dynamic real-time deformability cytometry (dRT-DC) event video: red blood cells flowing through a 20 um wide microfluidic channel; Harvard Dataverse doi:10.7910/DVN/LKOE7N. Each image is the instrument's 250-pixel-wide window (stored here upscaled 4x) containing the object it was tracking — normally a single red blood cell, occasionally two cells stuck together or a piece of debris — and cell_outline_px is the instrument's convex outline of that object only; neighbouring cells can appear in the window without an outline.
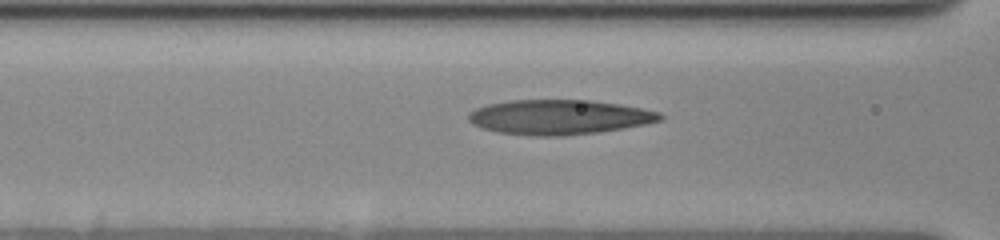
{"species": "human", "species_latin": "Homo sapiens", "temperature_condition": "cold", "stored_images_in_passage": 48, "camera_frame_rate_fps": 3000, "um_per_image_px": 0.085, "donor": {"sex": "female"}, "frame": {"image": 1, "passage_image": 22, "time_ms": 7.0, "image_size_px": [1000, 240], "cell_outline_px": [[664, 120], [624, 128], [596, 132], [564, 136], [532, 136], [496, 132], [480, 128], [472, 124], [468, 120], [468, 112], [476, 108], [488, 104], [508, 100], [588, 100], [620, 104], [660, 112], [664, 116]], "centroid_in_image_um": [47.49, 9.96], "position_along_channel_um": 119.1, "area_um2": 39.07}}
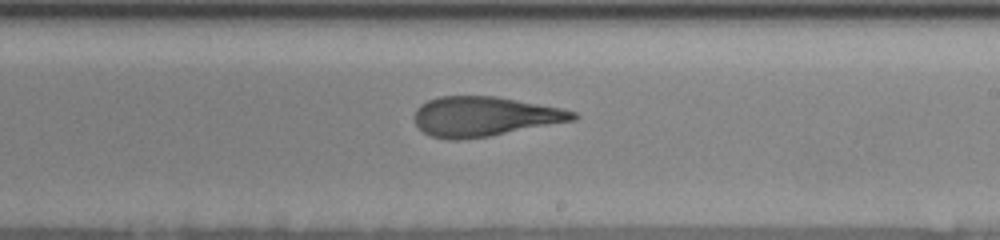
{"frame": {"image": 2, "passage_image": 33, "time_ms": 10.667, "image_size_px": [1000, 240], "cell_outline_px": [[580, 116], [576, 120], [492, 136], [460, 140], [448, 140], [432, 136], [424, 132], [416, 124], [416, 108], [420, 104], [428, 100], [440, 96], [496, 96], [560, 108], [576, 112]], "centroid_in_image_um": [41.2, 9.91], "position_along_channel_um": 247.8, "area_um2": 36.76}}
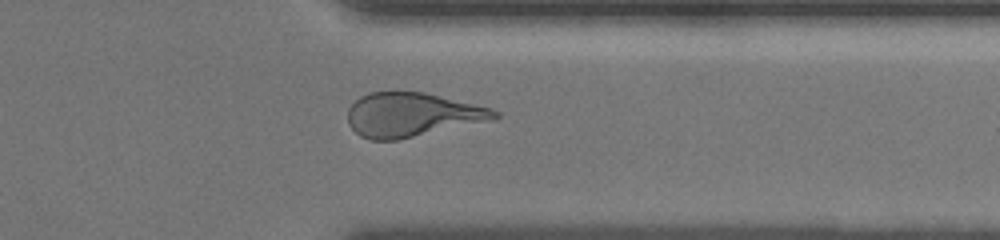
{"frame": {"image": 3, "passage_image": 44, "time_ms": 14.333, "image_size_px": [1000, 240], "cell_outline_px": [[500, 116], [496, 120], [396, 140], [372, 140], [360, 136], [348, 124], [348, 108], [360, 96], [368, 92], [424, 92], [488, 108], [500, 112]], "centroid_in_image_um": [35.02, 9.76], "position_along_channel_um": 376.4, "area_um2": 37.57}}